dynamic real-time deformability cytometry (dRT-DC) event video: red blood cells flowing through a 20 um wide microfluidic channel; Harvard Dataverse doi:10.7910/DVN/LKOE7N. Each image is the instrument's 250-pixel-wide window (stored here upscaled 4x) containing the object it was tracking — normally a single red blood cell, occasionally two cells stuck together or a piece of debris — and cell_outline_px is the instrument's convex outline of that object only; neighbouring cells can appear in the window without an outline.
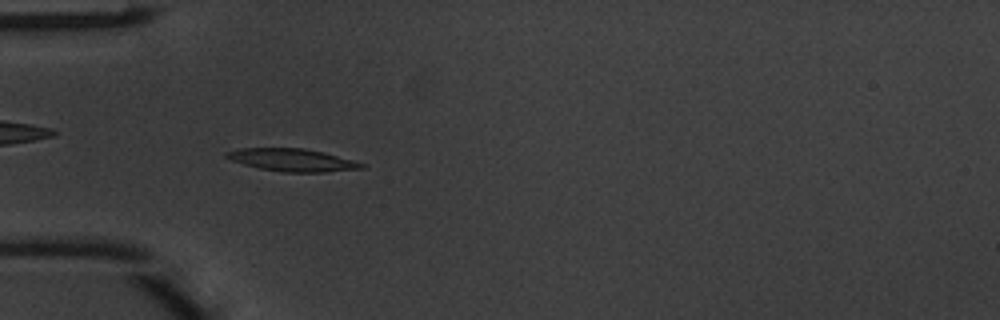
{"species": "common noctule bat (a hibernating species)", "species_latin": "Nyctalus noctula", "temperature_condition": "warm", "stored_images_in_passage": 45, "camera_frame_rate_fps": 3000, "um_per_image_px": 0.085, "animal": {"sex": "male", "body_mass_g": 20.1, "forearm_length_mm": 53.5}, "frame": {"image": 1, "passage_image": 11, "time_ms": 3.333, "image_size_px": [1000, 320], "cell_outline_px": [[368, 164], [364, 168], [324, 172], [280, 172], [260, 168], [244, 164], [232, 160], [224, 156], [224, 152], [236, 148], [304, 148], [324, 152]], "centroid_in_image_um": [24.85, 13.59], "position_along_channel_um": 60.2, "area_um2": 17.92}}
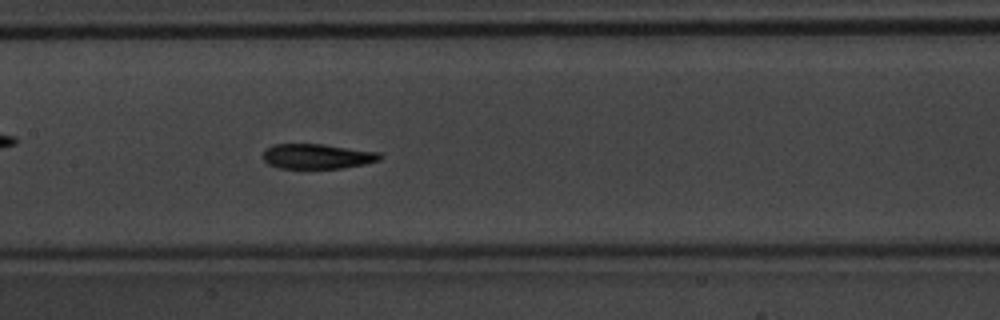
{"frame": {"image": 2, "passage_image": 20, "time_ms": 6.333, "image_size_px": [1000, 320], "cell_outline_px": [[384, 156], [380, 160], [364, 164], [340, 168], [280, 168], [268, 164], [264, 160], [264, 152], [272, 144], [324, 144], [380, 152]], "centroid_in_image_um": [27.01, 13.28], "position_along_channel_um": 180.4, "area_um2": 16.99}}
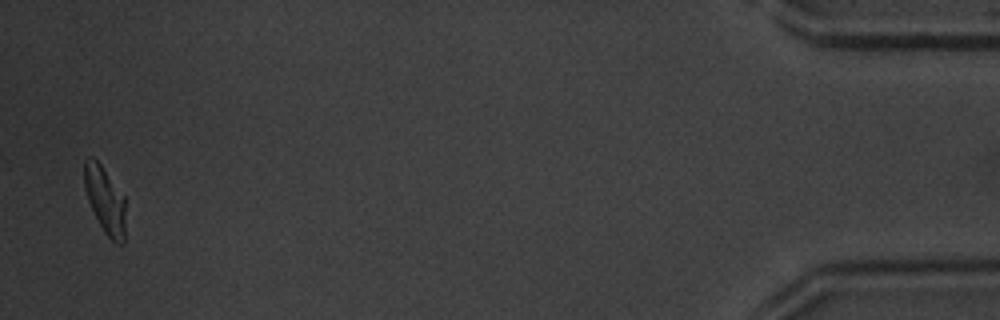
{"frame": {"image": 3, "passage_image": 44, "time_ms": 14.333, "image_size_px": [1000, 320], "cell_outline_px": [[124, 244], [116, 244], [104, 232], [88, 200], [84, 188], [84, 160], [88, 156], [92, 156], [100, 164], [124, 196]], "centroid_in_image_um": [8.91, 16.99], "position_along_channel_um": 426.3, "area_um2": 15.78}, "authors_computed_cell_mechanics": {"area_um2": 17.2244, "velocity_mm_per_s": 4.1159, "shape_relaxation_time_tau1_ms": 2.319, "shape_relaxation_time_tau2_ms": 1.6727, "deformation_change_tau1": 0.1485, "deformation_change_tau2": 0.0895}}